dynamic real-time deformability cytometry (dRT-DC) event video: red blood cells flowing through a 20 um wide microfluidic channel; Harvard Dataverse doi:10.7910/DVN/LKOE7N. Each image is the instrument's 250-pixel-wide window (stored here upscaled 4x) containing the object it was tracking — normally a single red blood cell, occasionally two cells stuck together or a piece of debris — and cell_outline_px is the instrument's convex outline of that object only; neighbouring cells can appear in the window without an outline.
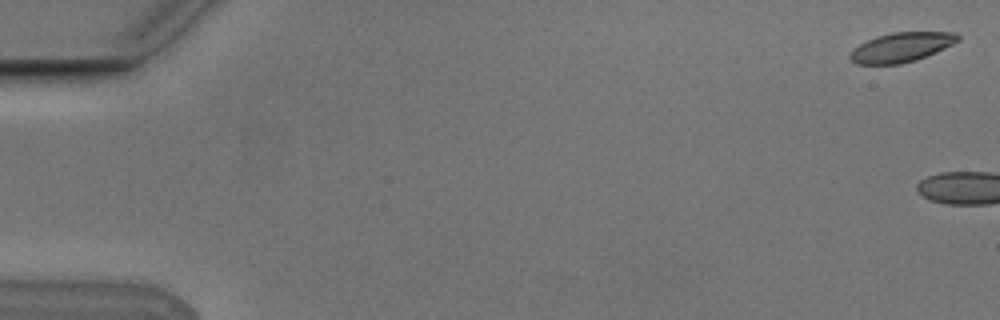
{"species": "Egyptian fruit bat (a non-hibernating species)", "species_latin": "Rousettus aegyptiacus", "temperature_condition": "cold", "stored_images_in_passage": 4, "camera_frame_rate_fps": 3000, "um_per_image_px": 0.085, "animal": {"sex": "male"}, "frame": {"image": 1, "passage_image": 1, "time_ms": 0.0, "image_size_px": [1000, 320], "cell_outline_px": [[960, 40], [936, 52], [916, 60], [900, 64], [856, 64], [848, 56], [852, 48], [876, 36], [892, 32], [956, 32], [960, 36]], "centroid_in_image_um": [76.61, 4.01], "position_along_channel_um": 8.4, "area_um2": 18.55}}